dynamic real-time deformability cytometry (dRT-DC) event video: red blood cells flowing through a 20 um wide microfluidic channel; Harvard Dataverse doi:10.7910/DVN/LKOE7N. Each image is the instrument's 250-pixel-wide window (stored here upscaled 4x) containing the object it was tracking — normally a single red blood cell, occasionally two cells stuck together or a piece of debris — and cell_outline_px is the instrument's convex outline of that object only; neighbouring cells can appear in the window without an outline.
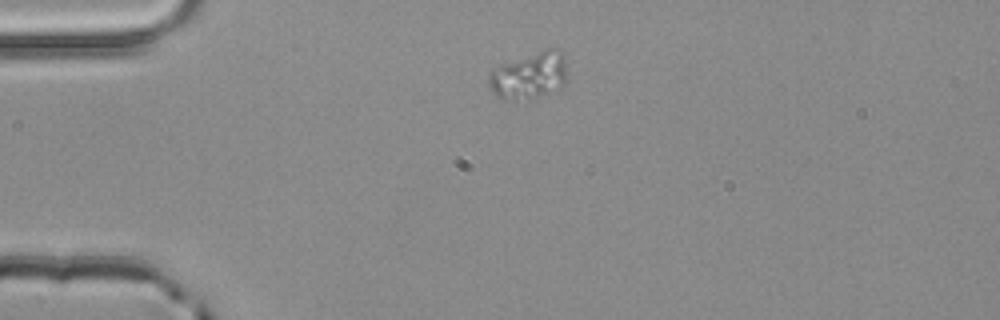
{"species": "common noctule bat (a hibernating species)", "species_latin": "Nyctalus noctula", "temperature_condition": "room temperature", "stored_images_in_passage": 1, "camera_frame_rate_fps": 3000, "um_per_image_px": 0.085, "animal": {"sex": "male", "body_mass_g": 20.4}, "frame": {"image": 1, "passage_image": 1, "time_ms": 0.0, "image_size_px": [1000, 320], "cell_outline_px": [[564, 84], [544, 92], [516, 100], [504, 100], [496, 96], [492, 92], [488, 84], [488, 76], [492, 68], [500, 64], [544, 48], [560, 48], [564, 52]], "centroid_in_image_um": [44.9, 6.35], "position_along_channel_um": 40.1, "area_um2": 21.04}}